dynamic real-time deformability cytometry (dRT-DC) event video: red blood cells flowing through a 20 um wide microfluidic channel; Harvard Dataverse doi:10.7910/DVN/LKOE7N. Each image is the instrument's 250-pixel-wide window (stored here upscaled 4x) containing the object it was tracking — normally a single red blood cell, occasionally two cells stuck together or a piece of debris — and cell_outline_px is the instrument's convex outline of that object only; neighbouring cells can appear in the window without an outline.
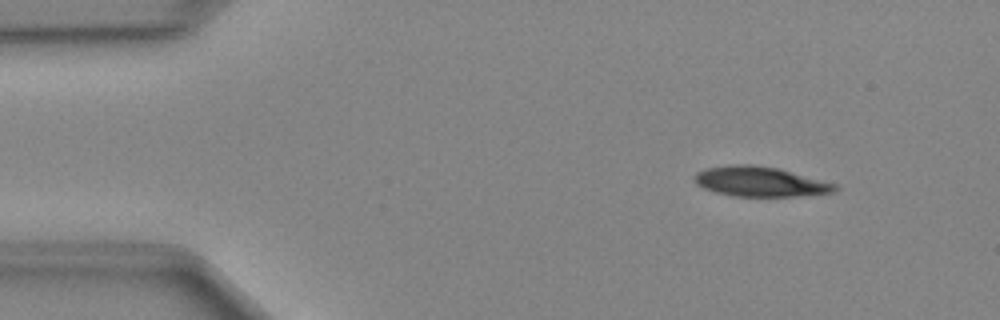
{"species": "Egyptian fruit bat (a non-hibernating species)", "species_latin": "Rousettus aegyptiacus", "temperature_condition": "cold", "stored_images_in_passage": 45, "camera_frame_rate_fps": 3000, "um_per_image_px": 0.085, "animal": {"sex": "female"}, "frame": {"image": 1, "passage_image": 3, "time_ms": 0.667, "image_size_px": [1000, 320], "cell_outline_px": [[840, 188], [832, 192], [796, 196], [732, 196], [716, 192], [704, 188], [696, 184], [696, 172], [708, 168], [728, 164], [752, 164], [776, 168], [836, 184]], "centroid_in_image_um": [64.59, 15.43], "position_along_channel_um": 20.4, "area_um2": 24.1}}
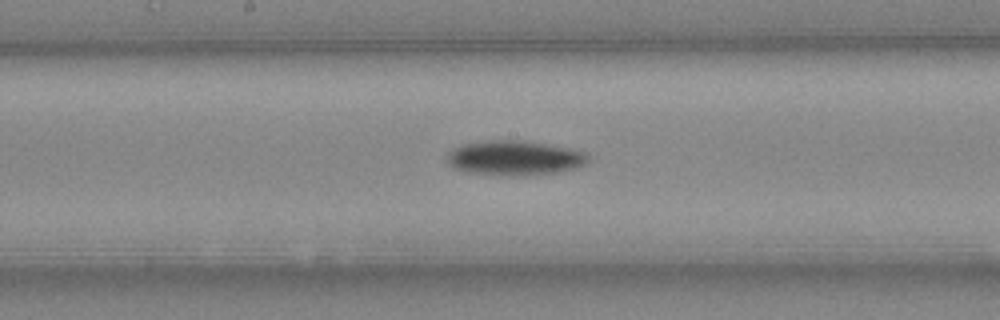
{"frame": {"image": 2, "passage_image": 22, "time_ms": 7.0, "image_size_px": [1000, 320], "cell_outline_px": [[588, 160], [584, 164], [576, 168], [556, 172], [524, 176], [516, 176], [464, 172], [452, 168], [448, 164], [448, 152], [452, 148], [464, 144], [492, 140], [524, 140], [568, 148], [588, 152]], "centroid_in_image_um": [43.72, 13.43], "position_along_channel_um": 204.5, "area_um2": 28.61}}
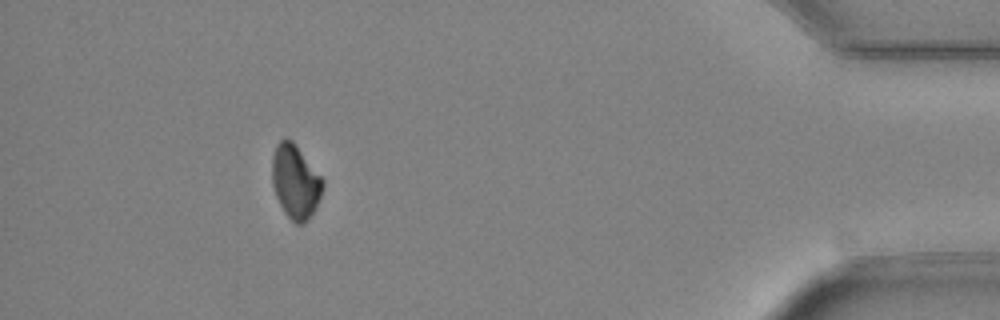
{"frame": {"image": 3, "passage_image": 41, "time_ms": 13.333, "image_size_px": [1000, 320], "cell_outline_px": [[324, 188], [312, 212], [304, 224], [296, 224], [284, 212], [276, 196], [272, 184], [272, 156], [276, 144], [284, 136], [292, 140], [296, 144], [324, 180]], "centroid_in_image_um": [25.09, 15.39], "position_along_channel_um": 410.1, "area_um2": 21.79}}